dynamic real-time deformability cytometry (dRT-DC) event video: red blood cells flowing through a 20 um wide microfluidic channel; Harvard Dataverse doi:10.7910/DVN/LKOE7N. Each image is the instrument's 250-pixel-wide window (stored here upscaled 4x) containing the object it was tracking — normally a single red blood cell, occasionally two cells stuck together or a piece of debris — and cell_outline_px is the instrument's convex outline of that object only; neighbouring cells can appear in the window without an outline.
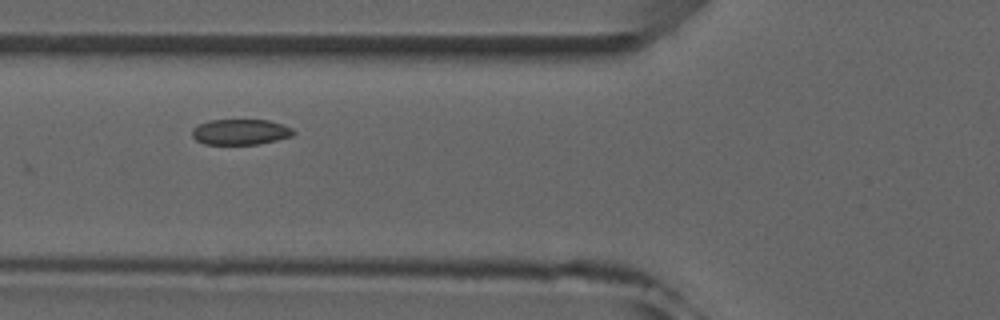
{"species": "common noctule bat (a hibernating species)", "species_latin": "Nyctalus noctula", "temperature_condition": "room temperature", "stored_images_in_passage": 6, "camera_frame_rate_fps": 3000, "um_per_image_px": 0.085, "animal": {"sex": "male", "forearm_length_mm": 52.5}, "frame": {"image": 1, "passage_image": 3, "time_ms": 2.333, "image_size_px": [1000, 320], "cell_outline_px": [[296, 132], [292, 136], [260, 144], [204, 144], [196, 140], [192, 136], [192, 128], [208, 120], [268, 120], [292, 128]], "centroid_in_image_um": [20.43, 11.22], "position_along_channel_um": 105.4, "area_um2": 15.09}}
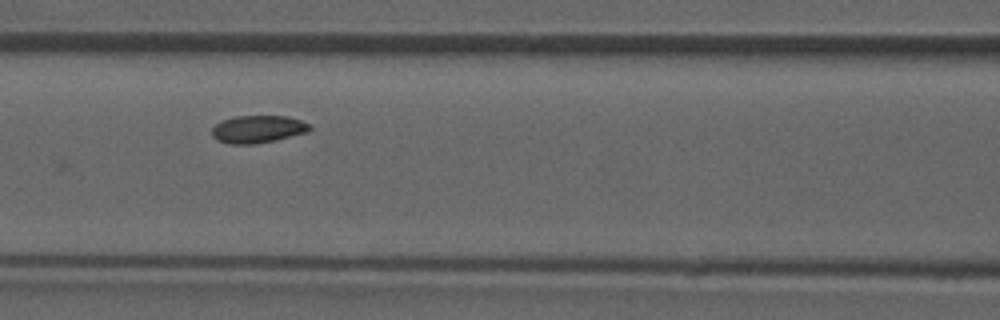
{"frame": {"image": 2, "passage_image": 4, "time_ms": 3.333, "image_size_px": [1000, 320], "cell_outline_px": [[312, 128], [308, 132], [276, 140], [252, 144], [228, 144], [216, 140], [212, 136], [212, 128], [216, 124], [224, 120], [236, 116], [288, 116], [300, 120], [308, 124]], "centroid_in_image_um": [21.91, 10.98], "position_along_channel_um": 144.7, "area_um2": 15.66}}